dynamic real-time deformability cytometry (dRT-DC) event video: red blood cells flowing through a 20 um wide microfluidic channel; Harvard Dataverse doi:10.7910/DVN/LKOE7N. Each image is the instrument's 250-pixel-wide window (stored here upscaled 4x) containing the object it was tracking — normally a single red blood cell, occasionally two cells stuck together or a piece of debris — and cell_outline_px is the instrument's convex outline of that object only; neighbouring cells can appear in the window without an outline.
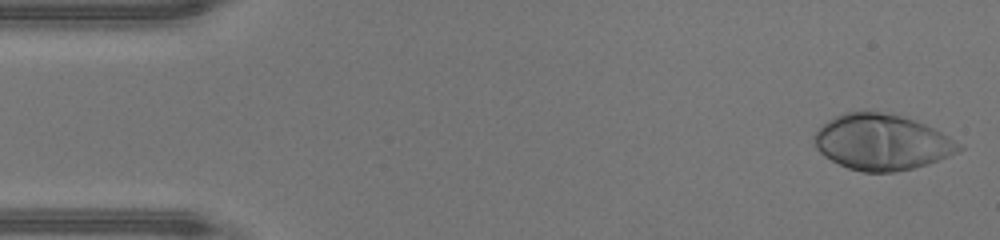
{"species": "human", "species_latin": "Homo sapiens", "temperature_condition": "warm", "stored_images_in_passage": 46, "camera_frame_rate_fps": 3000, "um_per_image_px": 0.085, "donor": {"sex": "male"}, "frame": {"image": 1, "passage_image": 1, "time_ms": 0.0, "image_size_px": [1000, 240], "cell_outline_px": [[964, 148], [948, 156], [928, 164], [912, 168], [892, 172], [864, 172], [848, 168], [824, 156], [816, 148], [812, 136], [828, 120], [844, 112], [880, 112], [900, 116], [924, 124], [948, 136]], "centroid_in_image_um": [74.92, 12.09], "position_along_channel_um": 10.1, "area_um2": 46.3}}
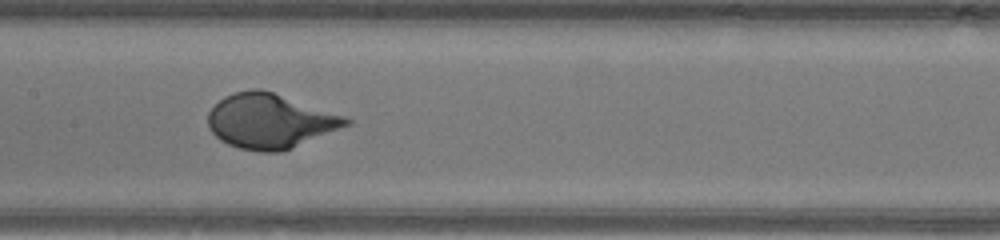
{"frame": {"image": 2, "passage_image": 22, "time_ms": 7.0, "image_size_px": [1000, 240], "cell_outline_px": [[352, 124], [292, 148], [280, 152], [260, 152], [240, 148], [228, 144], [220, 140], [208, 128], [208, 112], [224, 96], [232, 92], [252, 88], [260, 88], [344, 116], [352, 120]], "centroid_in_image_um": [22.93, 10.29], "position_along_channel_um": 184.5, "area_um2": 43.81}}
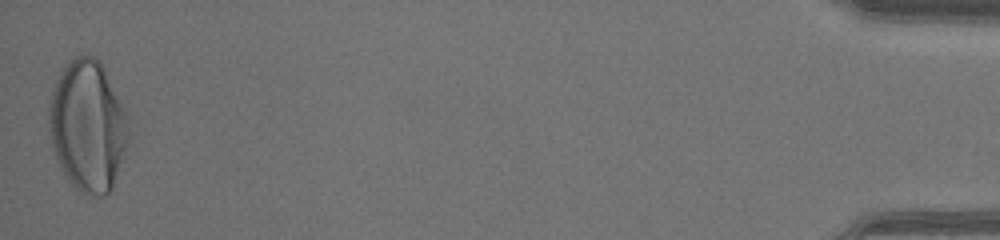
{"frame": {"image": 3, "passage_image": 46, "time_ms": 15.0, "image_size_px": [1000, 240], "cell_outline_px": [[132, 116], [128, 144], [112, 192], [104, 196], [96, 196], [84, 192], [76, 188], [68, 180], [60, 168], [52, 144], [48, 124], [48, 104], [56, 80], [60, 72], [68, 60], [72, 56], [92, 56], [100, 60]], "centroid_in_image_um": [7.52, 10.68], "position_along_channel_um": 427.7, "area_um2": 62.31}}